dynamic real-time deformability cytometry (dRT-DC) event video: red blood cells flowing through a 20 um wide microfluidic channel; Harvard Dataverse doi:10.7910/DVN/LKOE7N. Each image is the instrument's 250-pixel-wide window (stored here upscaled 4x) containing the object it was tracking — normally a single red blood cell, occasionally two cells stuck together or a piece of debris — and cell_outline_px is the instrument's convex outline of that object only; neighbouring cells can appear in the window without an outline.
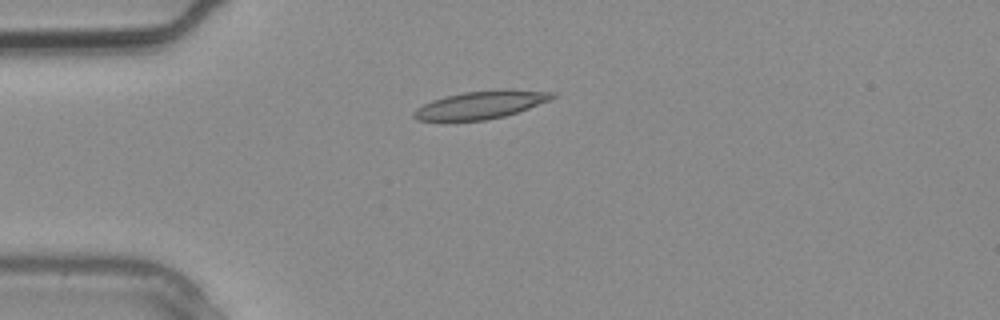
{"species": "common noctule bat (a hibernating species)", "species_latin": "Nyctalus noctula", "temperature_condition": "warm", "stored_images_in_passage": 2, "camera_frame_rate_fps": 3000, "um_per_image_px": 0.085, "animal": {"sex": "male", "body_mass_g": 20.4}, "frame": {"image": 1, "passage_image": 2, "time_ms": 0.333, "image_size_px": [1000, 320], "cell_outline_px": [[556, 96], [552, 100], [504, 116], [484, 120], [416, 120], [412, 116], [412, 112], [416, 108], [432, 100], [464, 92], [504, 88], [556, 92]], "centroid_in_image_um": [40.92, 8.89], "position_along_channel_um": 44.1, "area_um2": 22.48}}